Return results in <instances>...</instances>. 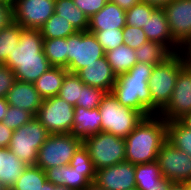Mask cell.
Segmentation results:
<instances>
[{"instance_id": "cell-47", "label": "cell", "mask_w": 191, "mask_h": 190, "mask_svg": "<svg viewBox=\"0 0 191 190\" xmlns=\"http://www.w3.org/2000/svg\"><path fill=\"white\" fill-rule=\"evenodd\" d=\"M110 1L117 4L120 8L124 9L125 11L130 9L135 4L141 2V0H110Z\"/></svg>"}, {"instance_id": "cell-35", "label": "cell", "mask_w": 191, "mask_h": 190, "mask_svg": "<svg viewBox=\"0 0 191 190\" xmlns=\"http://www.w3.org/2000/svg\"><path fill=\"white\" fill-rule=\"evenodd\" d=\"M155 9L156 7L143 2L135 4L126 10V25L143 28V25L146 24Z\"/></svg>"}, {"instance_id": "cell-49", "label": "cell", "mask_w": 191, "mask_h": 190, "mask_svg": "<svg viewBox=\"0 0 191 190\" xmlns=\"http://www.w3.org/2000/svg\"><path fill=\"white\" fill-rule=\"evenodd\" d=\"M9 104L5 97H0V122H2L6 112L8 110Z\"/></svg>"}, {"instance_id": "cell-40", "label": "cell", "mask_w": 191, "mask_h": 190, "mask_svg": "<svg viewBox=\"0 0 191 190\" xmlns=\"http://www.w3.org/2000/svg\"><path fill=\"white\" fill-rule=\"evenodd\" d=\"M69 165L79 170H96L88 150L83 144L74 153Z\"/></svg>"}, {"instance_id": "cell-48", "label": "cell", "mask_w": 191, "mask_h": 190, "mask_svg": "<svg viewBox=\"0 0 191 190\" xmlns=\"http://www.w3.org/2000/svg\"><path fill=\"white\" fill-rule=\"evenodd\" d=\"M172 0H141V2L150 4L156 8H164Z\"/></svg>"}, {"instance_id": "cell-33", "label": "cell", "mask_w": 191, "mask_h": 190, "mask_svg": "<svg viewBox=\"0 0 191 190\" xmlns=\"http://www.w3.org/2000/svg\"><path fill=\"white\" fill-rule=\"evenodd\" d=\"M158 162L135 165L136 187H152L163 179Z\"/></svg>"}, {"instance_id": "cell-14", "label": "cell", "mask_w": 191, "mask_h": 190, "mask_svg": "<svg viewBox=\"0 0 191 190\" xmlns=\"http://www.w3.org/2000/svg\"><path fill=\"white\" fill-rule=\"evenodd\" d=\"M163 9L173 39L182 46L191 38V0H172Z\"/></svg>"}, {"instance_id": "cell-37", "label": "cell", "mask_w": 191, "mask_h": 190, "mask_svg": "<svg viewBox=\"0 0 191 190\" xmlns=\"http://www.w3.org/2000/svg\"><path fill=\"white\" fill-rule=\"evenodd\" d=\"M93 33L99 44L102 46L104 52L115 49L116 47L124 44L123 42V29L103 30V31H88Z\"/></svg>"}, {"instance_id": "cell-7", "label": "cell", "mask_w": 191, "mask_h": 190, "mask_svg": "<svg viewBox=\"0 0 191 190\" xmlns=\"http://www.w3.org/2000/svg\"><path fill=\"white\" fill-rule=\"evenodd\" d=\"M83 145L96 170L125 161V139L106 132H99L83 139Z\"/></svg>"}, {"instance_id": "cell-8", "label": "cell", "mask_w": 191, "mask_h": 190, "mask_svg": "<svg viewBox=\"0 0 191 190\" xmlns=\"http://www.w3.org/2000/svg\"><path fill=\"white\" fill-rule=\"evenodd\" d=\"M105 57V52L96 36L88 31H77L67 37V70L78 73L87 65Z\"/></svg>"}, {"instance_id": "cell-39", "label": "cell", "mask_w": 191, "mask_h": 190, "mask_svg": "<svg viewBox=\"0 0 191 190\" xmlns=\"http://www.w3.org/2000/svg\"><path fill=\"white\" fill-rule=\"evenodd\" d=\"M123 39L124 44L134 50L149 41L142 28L130 25H126L123 28Z\"/></svg>"}, {"instance_id": "cell-53", "label": "cell", "mask_w": 191, "mask_h": 190, "mask_svg": "<svg viewBox=\"0 0 191 190\" xmlns=\"http://www.w3.org/2000/svg\"><path fill=\"white\" fill-rule=\"evenodd\" d=\"M84 190H104L101 187L97 186L95 183H91Z\"/></svg>"}, {"instance_id": "cell-23", "label": "cell", "mask_w": 191, "mask_h": 190, "mask_svg": "<svg viewBox=\"0 0 191 190\" xmlns=\"http://www.w3.org/2000/svg\"><path fill=\"white\" fill-rule=\"evenodd\" d=\"M4 65L13 70L16 80L28 83H34L52 67L48 60L6 61Z\"/></svg>"}, {"instance_id": "cell-30", "label": "cell", "mask_w": 191, "mask_h": 190, "mask_svg": "<svg viewBox=\"0 0 191 190\" xmlns=\"http://www.w3.org/2000/svg\"><path fill=\"white\" fill-rule=\"evenodd\" d=\"M23 28L15 21L0 30V64H4L7 57L18 45Z\"/></svg>"}, {"instance_id": "cell-1", "label": "cell", "mask_w": 191, "mask_h": 190, "mask_svg": "<svg viewBox=\"0 0 191 190\" xmlns=\"http://www.w3.org/2000/svg\"><path fill=\"white\" fill-rule=\"evenodd\" d=\"M167 140V121L159 114L144 117L125 138V161L134 165L157 161Z\"/></svg>"}, {"instance_id": "cell-51", "label": "cell", "mask_w": 191, "mask_h": 190, "mask_svg": "<svg viewBox=\"0 0 191 190\" xmlns=\"http://www.w3.org/2000/svg\"><path fill=\"white\" fill-rule=\"evenodd\" d=\"M169 190H185V183H173Z\"/></svg>"}, {"instance_id": "cell-42", "label": "cell", "mask_w": 191, "mask_h": 190, "mask_svg": "<svg viewBox=\"0 0 191 190\" xmlns=\"http://www.w3.org/2000/svg\"><path fill=\"white\" fill-rule=\"evenodd\" d=\"M109 0H73L74 4L90 18L99 12Z\"/></svg>"}, {"instance_id": "cell-56", "label": "cell", "mask_w": 191, "mask_h": 190, "mask_svg": "<svg viewBox=\"0 0 191 190\" xmlns=\"http://www.w3.org/2000/svg\"><path fill=\"white\" fill-rule=\"evenodd\" d=\"M0 190H8V188L0 182Z\"/></svg>"}, {"instance_id": "cell-45", "label": "cell", "mask_w": 191, "mask_h": 190, "mask_svg": "<svg viewBox=\"0 0 191 190\" xmlns=\"http://www.w3.org/2000/svg\"><path fill=\"white\" fill-rule=\"evenodd\" d=\"M179 54L183 58L184 65L191 68V38L180 47Z\"/></svg>"}, {"instance_id": "cell-5", "label": "cell", "mask_w": 191, "mask_h": 190, "mask_svg": "<svg viewBox=\"0 0 191 190\" xmlns=\"http://www.w3.org/2000/svg\"><path fill=\"white\" fill-rule=\"evenodd\" d=\"M50 136L48 130L34 116L25 125L13 131L9 150L28 166H34L38 150Z\"/></svg>"}, {"instance_id": "cell-54", "label": "cell", "mask_w": 191, "mask_h": 190, "mask_svg": "<svg viewBox=\"0 0 191 190\" xmlns=\"http://www.w3.org/2000/svg\"><path fill=\"white\" fill-rule=\"evenodd\" d=\"M54 190H74V189L68 188L64 185H55Z\"/></svg>"}, {"instance_id": "cell-9", "label": "cell", "mask_w": 191, "mask_h": 190, "mask_svg": "<svg viewBox=\"0 0 191 190\" xmlns=\"http://www.w3.org/2000/svg\"><path fill=\"white\" fill-rule=\"evenodd\" d=\"M50 134L72 133L74 106L59 96L44 99L35 116Z\"/></svg>"}, {"instance_id": "cell-25", "label": "cell", "mask_w": 191, "mask_h": 190, "mask_svg": "<svg viewBox=\"0 0 191 190\" xmlns=\"http://www.w3.org/2000/svg\"><path fill=\"white\" fill-rule=\"evenodd\" d=\"M105 57L117 77L128 72L137 63L135 50L126 44L105 52Z\"/></svg>"}, {"instance_id": "cell-27", "label": "cell", "mask_w": 191, "mask_h": 190, "mask_svg": "<svg viewBox=\"0 0 191 190\" xmlns=\"http://www.w3.org/2000/svg\"><path fill=\"white\" fill-rule=\"evenodd\" d=\"M39 30L43 39L67 38L77 32L69 21L55 12Z\"/></svg>"}, {"instance_id": "cell-2", "label": "cell", "mask_w": 191, "mask_h": 190, "mask_svg": "<svg viewBox=\"0 0 191 190\" xmlns=\"http://www.w3.org/2000/svg\"><path fill=\"white\" fill-rule=\"evenodd\" d=\"M154 65L137 62L128 72L117 77L112 93L118 102L139 111L144 117L152 115L149 78Z\"/></svg>"}, {"instance_id": "cell-22", "label": "cell", "mask_w": 191, "mask_h": 190, "mask_svg": "<svg viewBox=\"0 0 191 190\" xmlns=\"http://www.w3.org/2000/svg\"><path fill=\"white\" fill-rule=\"evenodd\" d=\"M24 162L14 155L9 148H0V182L8 190L15 185L16 181L27 168Z\"/></svg>"}, {"instance_id": "cell-46", "label": "cell", "mask_w": 191, "mask_h": 190, "mask_svg": "<svg viewBox=\"0 0 191 190\" xmlns=\"http://www.w3.org/2000/svg\"><path fill=\"white\" fill-rule=\"evenodd\" d=\"M173 184L172 181L163 178L157 183V186L152 187H136L138 190H169L170 186Z\"/></svg>"}, {"instance_id": "cell-26", "label": "cell", "mask_w": 191, "mask_h": 190, "mask_svg": "<svg viewBox=\"0 0 191 190\" xmlns=\"http://www.w3.org/2000/svg\"><path fill=\"white\" fill-rule=\"evenodd\" d=\"M55 13L69 21L76 31H87L89 18L73 0H55Z\"/></svg>"}, {"instance_id": "cell-28", "label": "cell", "mask_w": 191, "mask_h": 190, "mask_svg": "<svg viewBox=\"0 0 191 190\" xmlns=\"http://www.w3.org/2000/svg\"><path fill=\"white\" fill-rule=\"evenodd\" d=\"M137 62L151 65L163 63L172 53L161 43L148 41L135 50Z\"/></svg>"}, {"instance_id": "cell-15", "label": "cell", "mask_w": 191, "mask_h": 190, "mask_svg": "<svg viewBox=\"0 0 191 190\" xmlns=\"http://www.w3.org/2000/svg\"><path fill=\"white\" fill-rule=\"evenodd\" d=\"M47 181L74 190H84L94 183L96 170H79L70 165L55 166L44 170Z\"/></svg>"}, {"instance_id": "cell-19", "label": "cell", "mask_w": 191, "mask_h": 190, "mask_svg": "<svg viewBox=\"0 0 191 190\" xmlns=\"http://www.w3.org/2000/svg\"><path fill=\"white\" fill-rule=\"evenodd\" d=\"M5 98L9 106L25 109L34 116L37 115L43 101L39 92L35 89L34 83L18 80L15 81Z\"/></svg>"}, {"instance_id": "cell-13", "label": "cell", "mask_w": 191, "mask_h": 190, "mask_svg": "<svg viewBox=\"0 0 191 190\" xmlns=\"http://www.w3.org/2000/svg\"><path fill=\"white\" fill-rule=\"evenodd\" d=\"M94 183L104 190H131L136 188L135 165L121 162L96 170Z\"/></svg>"}, {"instance_id": "cell-10", "label": "cell", "mask_w": 191, "mask_h": 190, "mask_svg": "<svg viewBox=\"0 0 191 190\" xmlns=\"http://www.w3.org/2000/svg\"><path fill=\"white\" fill-rule=\"evenodd\" d=\"M161 174L173 183H191V156L167 140L157 155Z\"/></svg>"}, {"instance_id": "cell-20", "label": "cell", "mask_w": 191, "mask_h": 190, "mask_svg": "<svg viewBox=\"0 0 191 190\" xmlns=\"http://www.w3.org/2000/svg\"><path fill=\"white\" fill-rule=\"evenodd\" d=\"M126 11L110 0L96 14L89 18L87 31L123 29L126 26Z\"/></svg>"}, {"instance_id": "cell-12", "label": "cell", "mask_w": 191, "mask_h": 190, "mask_svg": "<svg viewBox=\"0 0 191 190\" xmlns=\"http://www.w3.org/2000/svg\"><path fill=\"white\" fill-rule=\"evenodd\" d=\"M191 112V68L184 66L176 79L171 99L159 115L167 122L178 121Z\"/></svg>"}, {"instance_id": "cell-31", "label": "cell", "mask_w": 191, "mask_h": 190, "mask_svg": "<svg viewBox=\"0 0 191 190\" xmlns=\"http://www.w3.org/2000/svg\"><path fill=\"white\" fill-rule=\"evenodd\" d=\"M167 141L191 156V130L179 121L167 122Z\"/></svg>"}, {"instance_id": "cell-44", "label": "cell", "mask_w": 191, "mask_h": 190, "mask_svg": "<svg viewBox=\"0 0 191 190\" xmlns=\"http://www.w3.org/2000/svg\"><path fill=\"white\" fill-rule=\"evenodd\" d=\"M13 130L0 122V148H8L11 142Z\"/></svg>"}, {"instance_id": "cell-43", "label": "cell", "mask_w": 191, "mask_h": 190, "mask_svg": "<svg viewBox=\"0 0 191 190\" xmlns=\"http://www.w3.org/2000/svg\"><path fill=\"white\" fill-rule=\"evenodd\" d=\"M13 22V4L10 1H0V30Z\"/></svg>"}, {"instance_id": "cell-3", "label": "cell", "mask_w": 191, "mask_h": 190, "mask_svg": "<svg viewBox=\"0 0 191 190\" xmlns=\"http://www.w3.org/2000/svg\"><path fill=\"white\" fill-rule=\"evenodd\" d=\"M184 66L182 56L176 53L153 67L148 81L152 97V115L159 114L169 103L179 71Z\"/></svg>"}, {"instance_id": "cell-34", "label": "cell", "mask_w": 191, "mask_h": 190, "mask_svg": "<svg viewBox=\"0 0 191 190\" xmlns=\"http://www.w3.org/2000/svg\"><path fill=\"white\" fill-rule=\"evenodd\" d=\"M83 85L84 83L80 80V77L76 73L68 72L65 75L58 96L75 107L77 99L80 98L81 88Z\"/></svg>"}, {"instance_id": "cell-52", "label": "cell", "mask_w": 191, "mask_h": 190, "mask_svg": "<svg viewBox=\"0 0 191 190\" xmlns=\"http://www.w3.org/2000/svg\"><path fill=\"white\" fill-rule=\"evenodd\" d=\"M55 185L49 181H46L43 185H42V189L41 190H54Z\"/></svg>"}, {"instance_id": "cell-21", "label": "cell", "mask_w": 191, "mask_h": 190, "mask_svg": "<svg viewBox=\"0 0 191 190\" xmlns=\"http://www.w3.org/2000/svg\"><path fill=\"white\" fill-rule=\"evenodd\" d=\"M101 115L99 108L85 109L74 107V121L72 134L82 140L88 136L101 132Z\"/></svg>"}, {"instance_id": "cell-4", "label": "cell", "mask_w": 191, "mask_h": 190, "mask_svg": "<svg viewBox=\"0 0 191 190\" xmlns=\"http://www.w3.org/2000/svg\"><path fill=\"white\" fill-rule=\"evenodd\" d=\"M101 115V132L126 138L144 118L137 110L121 105L112 92L106 93L98 106Z\"/></svg>"}, {"instance_id": "cell-18", "label": "cell", "mask_w": 191, "mask_h": 190, "mask_svg": "<svg viewBox=\"0 0 191 190\" xmlns=\"http://www.w3.org/2000/svg\"><path fill=\"white\" fill-rule=\"evenodd\" d=\"M77 75L85 85L102 89L107 93L112 92L117 80V76L107 62L106 57L100 58L95 63L82 68Z\"/></svg>"}, {"instance_id": "cell-29", "label": "cell", "mask_w": 191, "mask_h": 190, "mask_svg": "<svg viewBox=\"0 0 191 190\" xmlns=\"http://www.w3.org/2000/svg\"><path fill=\"white\" fill-rule=\"evenodd\" d=\"M43 51L52 66L67 68V38L44 39Z\"/></svg>"}, {"instance_id": "cell-6", "label": "cell", "mask_w": 191, "mask_h": 190, "mask_svg": "<svg viewBox=\"0 0 191 190\" xmlns=\"http://www.w3.org/2000/svg\"><path fill=\"white\" fill-rule=\"evenodd\" d=\"M83 140L72 133L50 134L38 150L35 166L43 171L55 166L69 165Z\"/></svg>"}, {"instance_id": "cell-41", "label": "cell", "mask_w": 191, "mask_h": 190, "mask_svg": "<svg viewBox=\"0 0 191 190\" xmlns=\"http://www.w3.org/2000/svg\"><path fill=\"white\" fill-rule=\"evenodd\" d=\"M16 81L13 70L4 64H0V97H6Z\"/></svg>"}, {"instance_id": "cell-36", "label": "cell", "mask_w": 191, "mask_h": 190, "mask_svg": "<svg viewBox=\"0 0 191 190\" xmlns=\"http://www.w3.org/2000/svg\"><path fill=\"white\" fill-rule=\"evenodd\" d=\"M106 93L107 92L102 89L84 84L81 88V95L80 98L77 99L76 106H80L85 109L97 108Z\"/></svg>"}, {"instance_id": "cell-17", "label": "cell", "mask_w": 191, "mask_h": 190, "mask_svg": "<svg viewBox=\"0 0 191 190\" xmlns=\"http://www.w3.org/2000/svg\"><path fill=\"white\" fill-rule=\"evenodd\" d=\"M43 41L39 29H23L18 45L6 61L48 60L43 51Z\"/></svg>"}, {"instance_id": "cell-16", "label": "cell", "mask_w": 191, "mask_h": 190, "mask_svg": "<svg viewBox=\"0 0 191 190\" xmlns=\"http://www.w3.org/2000/svg\"><path fill=\"white\" fill-rule=\"evenodd\" d=\"M142 29L149 41L161 43L172 54L179 53L181 46L173 39L163 8H156Z\"/></svg>"}, {"instance_id": "cell-11", "label": "cell", "mask_w": 191, "mask_h": 190, "mask_svg": "<svg viewBox=\"0 0 191 190\" xmlns=\"http://www.w3.org/2000/svg\"><path fill=\"white\" fill-rule=\"evenodd\" d=\"M13 21L23 29H39L55 12V0H13Z\"/></svg>"}, {"instance_id": "cell-38", "label": "cell", "mask_w": 191, "mask_h": 190, "mask_svg": "<svg viewBox=\"0 0 191 190\" xmlns=\"http://www.w3.org/2000/svg\"><path fill=\"white\" fill-rule=\"evenodd\" d=\"M33 117L34 115L25 109L9 106L2 123L14 131L25 125Z\"/></svg>"}, {"instance_id": "cell-32", "label": "cell", "mask_w": 191, "mask_h": 190, "mask_svg": "<svg viewBox=\"0 0 191 190\" xmlns=\"http://www.w3.org/2000/svg\"><path fill=\"white\" fill-rule=\"evenodd\" d=\"M47 181L45 172L37 166H27L11 190H41Z\"/></svg>"}, {"instance_id": "cell-50", "label": "cell", "mask_w": 191, "mask_h": 190, "mask_svg": "<svg viewBox=\"0 0 191 190\" xmlns=\"http://www.w3.org/2000/svg\"><path fill=\"white\" fill-rule=\"evenodd\" d=\"M183 126L191 130V112L185 114L182 118L178 120Z\"/></svg>"}, {"instance_id": "cell-24", "label": "cell", "mask_w": 191, "mask_h": 190, "mask_svg": "<svg viewBox=\"0 0 191 190\" xmlns=\"http://www.w3.org/2000/svg\"><path fill=\"white\" fill-rule=\"evenodd\" d=\"M68 72L64 67L52 66L34 82L35 89L43 100L58 96L65 75Z\"/></svg>"}, {"instance_id": "cell-55", "label": "cell", "mask_w": 191, "mask_h": 190, "mask_svg": "<svg viewBox=\"0 0 191 190\" xmlns=\"http://www.w3.org/2000/svg\"><path fill=\"white\" fill-rule=\"evenodd\" d=\"M185 190H191V183H185Z\"/></svg>"}]
</instances>
